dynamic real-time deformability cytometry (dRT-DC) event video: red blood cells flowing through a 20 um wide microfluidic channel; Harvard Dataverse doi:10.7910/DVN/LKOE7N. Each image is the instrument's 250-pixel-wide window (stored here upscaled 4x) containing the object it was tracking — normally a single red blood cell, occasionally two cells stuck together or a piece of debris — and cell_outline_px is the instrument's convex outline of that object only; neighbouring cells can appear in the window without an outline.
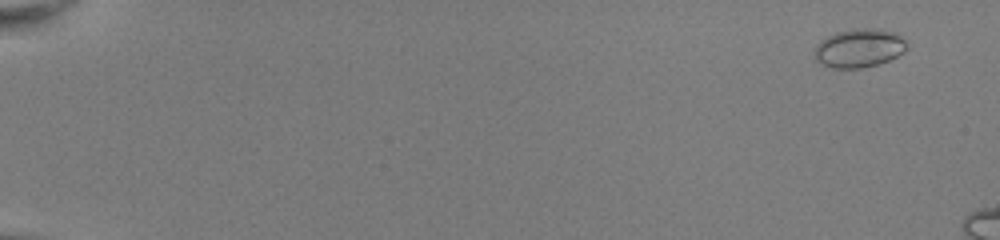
{"species": "common noctule bat (a hibernating species)", "species_latin": "Nyctalus noctula", "temperature_condition": "room temperature", "stored_images_in_passage": 11, "camera_frame_rate_fps": 3000, "um_per_image_px": 0.085, "animal": {"sex": "female", "body_mass_g": 22.0, "forearm_length_mm": 56.7}, "frame": {"image": 1, "passage_image": 1, "time_ms": 0.0, "image_size_px": [1000, 240], "cell_outline_px": [[908, 48], [904, 52], [888, 60], [876, 64], [860, 68], [832, 68], [820, 64], [816, 60], [812, 52], [816, 44], [820, 40], [836, 32], [864, 28], [872, 28], [896, 32], [908, 44]], "centroid_in_image_um": [72.99, 4.09], "position_along_channel_um": 12.0, "area_um2": 20.87}}